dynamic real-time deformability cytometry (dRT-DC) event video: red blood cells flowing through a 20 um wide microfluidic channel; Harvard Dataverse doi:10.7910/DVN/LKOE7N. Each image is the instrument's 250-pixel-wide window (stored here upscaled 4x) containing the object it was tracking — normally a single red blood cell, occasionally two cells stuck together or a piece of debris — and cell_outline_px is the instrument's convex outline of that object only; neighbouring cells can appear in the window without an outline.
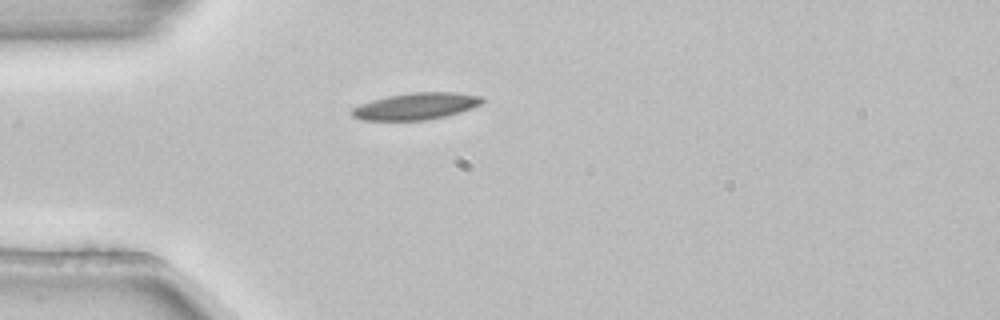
{"species": "common noctule bat (a hibernating species)", "species_latin": "Nyctalus noctula", "temperature_condition": "room temperature", "stored_images_in_passage": 1, "camera_frame_rate_fps": 3000, "um_per_image_px": 0.085, "animal": {"sex": "female", "body_mass_g": 22.7, "forearm_length_mm": 54.2}, "frame": {"image": 1, "passage_image": 1, "time_ms": 0.0, "image_size_px": [1000, 320], "cell_outline_px": [[484, 100], [480, 104], [472, 108], [448, 116], [428, 120], [360, 120], [352, 116], [352, 108], [360, 104], [372, 100], [388, 96], [412, 92], [456, 92], [480, 96]], "centroid_in_image_um": [35.36, 9.03], "position_along_channel_um": 49.6, "area_um2": 20.35}}